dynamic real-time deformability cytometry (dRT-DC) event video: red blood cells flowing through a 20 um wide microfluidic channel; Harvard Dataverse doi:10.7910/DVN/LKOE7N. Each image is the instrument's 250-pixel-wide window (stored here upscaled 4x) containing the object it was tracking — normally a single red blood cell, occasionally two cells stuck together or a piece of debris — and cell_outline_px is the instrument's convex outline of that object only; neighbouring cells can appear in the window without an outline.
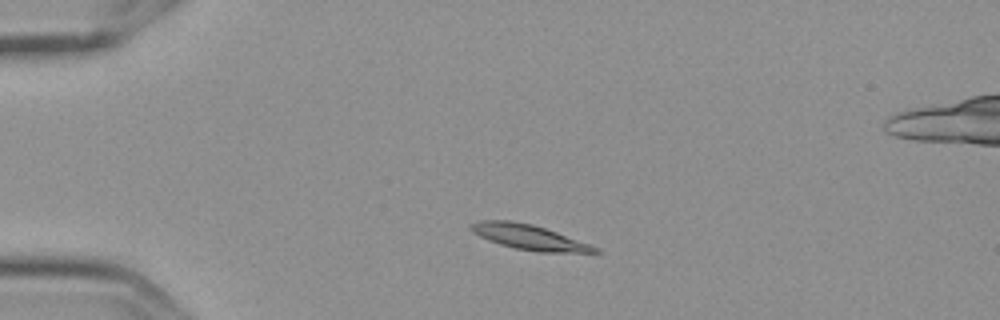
{"species": "Egyptian fruit bat (a non-hibernating species)", "species_latin": "Rousettus aegyptiacus", "temperature_condition": "cold", "stored_images_in_passage": 4, "camera_frame_rate_fps": 3000, "um_per_image_px": 0.085, "frame": {"image": 1, "passage_image": 2, "time_ms": 0.333, "image_size_px": [1000, 320], "cell_outline_px": [[604, 252], [536, 252], [516, 248], [500, 244], [488, 240], [472, 232], [468, 228], [468, 224], [480, 220], [512, 220], [532, 224], [556, 232], [600, 248]], "centroid_in_image_um": [44.92, 20.15], "position_along_channel_um": 40.1, "area_um2": 18.03}}